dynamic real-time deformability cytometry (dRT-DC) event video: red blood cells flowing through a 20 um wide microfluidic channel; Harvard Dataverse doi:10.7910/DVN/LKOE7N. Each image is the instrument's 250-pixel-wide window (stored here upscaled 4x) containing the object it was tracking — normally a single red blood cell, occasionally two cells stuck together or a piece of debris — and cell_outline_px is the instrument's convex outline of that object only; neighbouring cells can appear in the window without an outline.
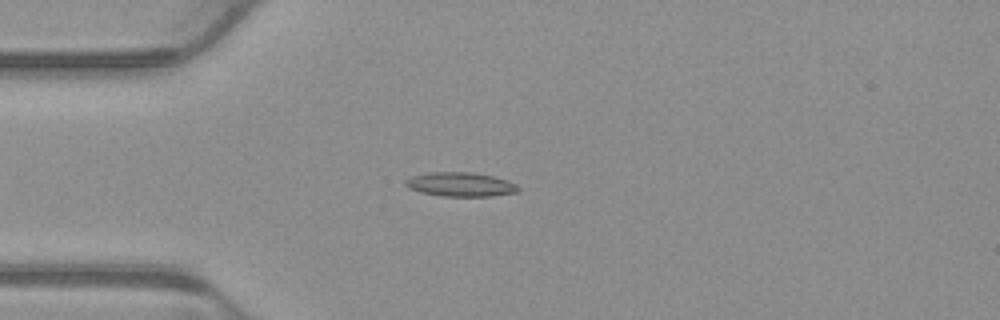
{"species": "common noctule bat (a hibernating species)", "species_latin": "Nyctalus noctula", "temperature_condition": "warm", "stored_images_in_passage": 4, "camera_frame_rate_fps": 3000, "um_per_image_px": 0.085, "animal": {"sex": "male", "body_mass_g": 23.1, "forearm_length_mm": 52.7}, "frame": {"image": 1, "passage_image": 4, "time_ms": 1.0, "image_size_px": [1000, 320], "cell_outline_px": [[520, 188], [516, 192], [492, 196], [440, 196], [420, 192], [408, 188], [404, 184], [404, 180], [412, 176], [432, 172], [472, 172], [492, 176], [508, 180], [516, 184]], "centroid_in_image_um": [39.12, 15.67], "position_along_channel_um": 45.9, "area_um2": 15.9}}